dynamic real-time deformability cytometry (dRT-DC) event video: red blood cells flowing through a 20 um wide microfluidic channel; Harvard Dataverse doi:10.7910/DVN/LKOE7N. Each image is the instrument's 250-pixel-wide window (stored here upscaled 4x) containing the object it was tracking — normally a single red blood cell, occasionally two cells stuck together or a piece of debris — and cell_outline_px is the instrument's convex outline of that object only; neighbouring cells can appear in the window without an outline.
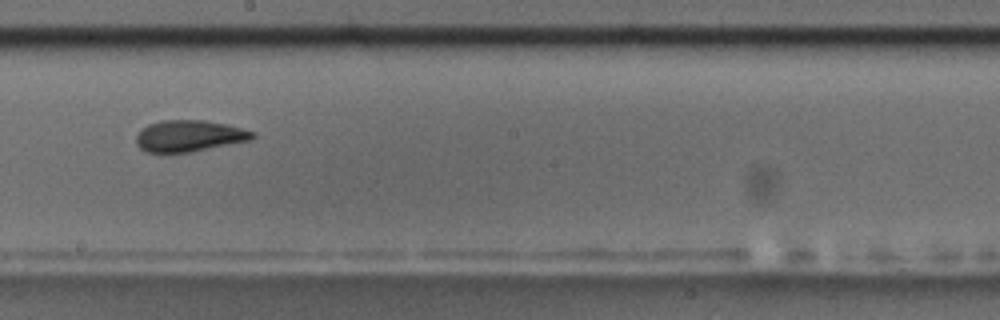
{"species": "common noctule bat (a hibernating species)", "species_latin": "Nyctalus noctula", "temperature_condition": "room temperature", "stored_images_in_passage": 7, "camera_frame_rate_fps": 3000, "um_per_image_px": 0.085, "animal": {"sex": "male", "body_mass_g": 17.5, "forearm_length_mm": 52.3}, "frame": {"image": 1, "passage_image": 5, "time_ms": 4.667, "image_size_px": [1000, 320], "cell_outline_px": [[256, 136], [252, 140], [188, 152], [148, 152], [140, 148], [136, 144], [136, 136], [148, 124], [160, 120], [204, 120], [228, 124], [256, 132]], "centroid_in_image_um": [16.12, 11.54], "position_along_channel_um": 232.1, "area_um2": 21.27}}
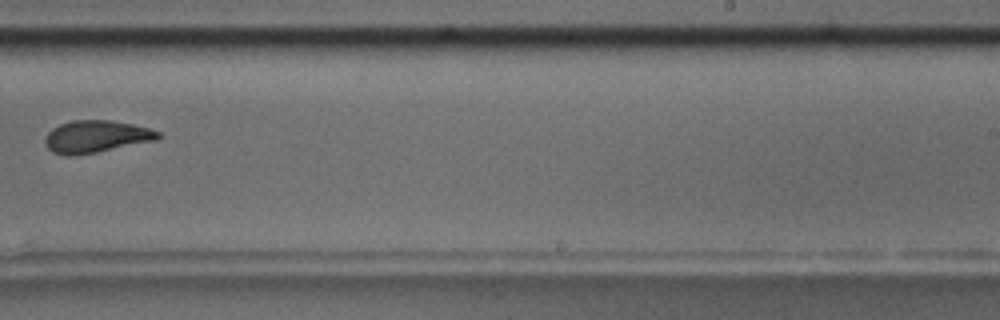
{"frame": {"image": 2, "passage_image": 6, "time_ms": 6.0, "image_size_px": [1000, 320], "cell_outline_px": [[160, 136], [156, 140], [96, 152], [72, 156], [64, 156], [52, 152], [44, 144], [44, 136], [52, 128], [60, 124], [72, 120], [112, 120], [132, 124], [148, 128], [160, 132]], "centroid_in_image_um": [8.11, 11.61], "position_along_channel_um": 280.9, "area_um2": 21.27}}